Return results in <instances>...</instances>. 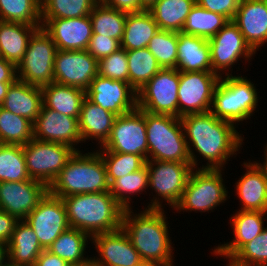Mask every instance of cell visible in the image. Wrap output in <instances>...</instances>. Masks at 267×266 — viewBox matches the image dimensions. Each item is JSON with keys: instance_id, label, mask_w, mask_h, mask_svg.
<instances>
[{"instance_id": "cell-1", "label": "cell", "mask_w": 267, "mask_h": 266, "mask_svg": "<svg viewBox=\"0 0 267 266\" xmlns=\"http://www.w3.org/2000/svg\"><path fill=\"white\" fill-rule=\"evenodd\" d=\"M180 120L193 169H224L230 157H236L243 147L245 137L236 130L237 126L210 111L184 115ZM195 152L207 161L206 165L198 167L200 156Z\"/></svg>"}, {"instance_id": "cell-2", "label": "cell", "mask_w": 267, "mask_h": 266, "mask_svg": "<svg viewBox=\"0 0 267 266\" xmlns=\"http://www.w3.org/2000/svg\"><path fill=\"white\" fill-rule=\"evenodd\" d=\"M144 209L138 214L133 208L124 209L121 228L145 263L175 266L170 226L164 209Z\"/></svg>"}, {"instance_id": "cell-3", "label": "cell", "mask_w": 267, "mask_h": 266, "mask_svg": "<svg viewBox=\"0 0 267 266\" xmlns=\"http://www.w3.org/2000/svg\"><path fill=\"white\" fill-rule=\"evenodd\" d=\"M61 199L70 228L86 232L91 237L121 228L124 208L110 191L70 195Z\"/></svg>"}, {"instance_id": "cell-4", "label": "cell", "mask_w": 267, "mask_h": 266, "mask_svg": "<svg viewBox=\"0 0 267 266\" xmlns=\"http://www.w3.org/2000/svg\"><path fill=\"white\" fill-rule=\"evenodd\" d=\"M48 189L60 198L110 191L102 156L96 150L75 152Z\"/></svg>"}, {"instance_id": "cell-5", "label": "cell", "mask_w": 267, "mask_h": 266, "mask_svg": "<svg viewBox=\"0 0 267 266\" xmlns=\"http://www.w3.org/2000/svg\"><path fill=\"white\" fill-rule=\"evenodd\" d=\"M239 75L232 74L220 78L210 109L218 119L230 121L237 125V128L240 122L254 115L261 99L258 96L260 92H257L258 89L254 86L255 83L247 76Z\"/></svg>"}, {"instance_id": "cell-6", "label": "cell", "mask_w": 267, "mask_h": 266, "mask_svg": "<svg viewBox=\"0 0 267 266\" xmlns=\"http://www.w3.org/2000/svg\"><path fill=\"white\" fill-rule=\"evenodd\" d=\"M148 161L191 163L180 118L145 111Z\"/></svg>"}, {"instance_id": "cell-7", "label": "cell", "mask_w": 267, "mask_h": 266, "mask_svg": "<svg viewBox=\"0 0 267 266\" xmlns=\"http://www.w3.org/2000/svg\"><path fill=\"white\" fill-rule=\"evenodd\" d=\"M224 169H193L181 199L173 208L177 213L213 212L217 206L225 203L230 196L222 178Z\"/></svg>"}, {"instance_id": "cell-8", "label": "cell", "mask_w": 267, "mask_h": 266, "mask_svg": "<svg viewBox=\"0 0 267 266\" xmlns=\"http://www.w3.org/2000/svg\"><path fill=\"white\" fill-rule=\"evenodd\" d=\"M148 167V188H152L155 196L146 209H164L161 203L166 202L172 210L181 199L189 176L193 170L191 163L146 161ZM162 200V201H161Z\"/></svg>"}, {"instance_id": "cell-9", "label": "cell", "mask_w": 267, "mask_h": 266, "mask_svg": "<svg viewBox=\"0 0 267 266\" xmlns=\"http://www.w3.org/2000/svg\"><path fill=\"white\" fill-rule=\"evenodd\" d=\"M57 47L51 37L39 28L30 38L25 55L16 66L17 78L35 86L54 82V62Z\"/></svg>"}, {"instance_id": "cell-10", "label": "cell", "mask_w": 267, "mask_h": 266, "mask_svg": "<svg viewBox=\"0 0 267 266\" xmlns=\"http://www.w3.org/2000/svg\"><path fill=\"white\" fill-rule=\"evenodd\" d=\"M76 151L64 144L31 139L23 153L31 179L49 187Z\"/></svg>"}, {"instance_id": "cell-11", "label": "cell", "mask_w": 267, "mask_h": 266, "mask_svg": "<svg viewBox=\"0 0 267 266\" xmlns=\"http://www.w3.org/2000/svg\"><path fill=\"white\" fill-rule=\"evenodd\" d=\"M179 82V70L162 68L137 91V108L152 114L178 117Z\"/></svg>"}, {"instance_id": "cell-12", "label": "cell", "mask_w": 267, "mask_h": 266, "mask_svg": "<svg viewBox=\"0 0 267 266\" xmlns=\"http://www.w3.org/2000/svg\"><path fill=\"white\" fill-rule=\"evenodd\" d=\"M208 42L211 50L212 72L220 77L232 75V67L238 64L239 60L243 62L242 59H244L249 63L257 53L246 42L233 21H229L219 32L208 39Z\"/></svg>"}, {"instance_id": "cell-13", "label": "cell", "mask_w": 267, "mask_h": 266, "mask_svg": "<svg viewBox=\"0 0 267 266\" xmlns=\"http://www.w3.org/2000/svg\"><path fill=\"white\" fill-rule=\"evenodd\" d=\"M99 148L97 149L141 155L148 161L145 111L136 108L117 116L109 139Z\"/></svg>"}, {"instance_id": "cell-14", "label": "cell", "mask_w": 267, "mask_h": 266, "mask_svg": "<svg viewBox=\"0 0 267 266\" xmlns=\"http://www.w3.org/2000/svg\"><path fill=\"white\" fill-rule=\"evenodd\" d=\"M220 78L214 72L180 71L178 118L210 111L213 94Z\"/></svg>"}, {"instance_id": "cell-15", "label": "cell", "mask_w": 267, "mask_h": 266, "mask_svg": "<svg viewBox=\"0 0 267 266\" xmlns=\"http://www.w3.org/2000/svg\"><path fill=\"white\" fill-rule=\"evenodd\" d=\"M24 220L37 235L44 250H47L62 232L70 228L63 200L49 191Z\"/></svg>"}, {"instance_id": "cell-16", "label": "cell", "mask_w": 267, "mask_h": 266, "mask_svg": "<svg viewBox=\"0 0 267 266\" xmlns=\"http://www.w3.org/2000/svg\"><path fill=\"white\" fill-rule=\"evenodd\" d=\"M98 75V61L87 51L57 49L54 62V82L86 91Z\"/></svg>"}, {"instance_id": "cell-17", "label": "cell", "mask_w": 267, "mask_h": 266, "mask_svg": "<svg viewBox=\"0 0 267 266\" xmlns=\"http://www.w3.org/2000/svg\"><path fill=\"white\" fill-rule=\"evenodd\" d=\"M86 98L117 116L137 108V91L129 83L100 75L90 82Z\"/></svg>"}, {"instance_id": "cell-18", "label": "cell", "mask_w": 267, "mask_h": 266, "mask_svg": "<svg viewBox=\"0 0 267 266\" xmlns=\"http://www.w3.org/2000/svg\"><path fill=\"white\" fill-rule=\"evenodd\" d=\"M98 257H91V266H141L145 262L122 228L92 236Z\"/></svg>"}, {"instance_id": "cell-19", "label": "cell", "mask_w": 267, "mask_h": 266, "mask_svg": "<svg viewBox=\"0 0 267 266\" xmlns=\"http://www.w3.org/2000/svg\"><path fill=\"white\" fill-rule=\"evenodd\" d=\"M34 138L39 141L64 144L76 152L81 151L77 147L82 143L78 118L59 113L43 105L34 122Z\"/></svg>"}, {"instance_id": "cell-20", "label": "cell", "mask_w": 267, "mask_h": 266, "mask_svg": "<svg viewBox=\"0 0 267 266\" xmlns=\"http://www.w3.org/2000/svg\"><path fill=\"white\" fill-rule=\"evenodd\" d=\"M49 191L39 181L0 182V210L24 220Z\"/></svg>"}, {"instance_id": "cell-21", "label": "cell", "mask_w": 267, "mask_h": 266, "mask_svg": "<svg viewBox=\"0 0 267 266\" xmlns=\"http://www.w3.org/2000/svg\"><path fill=\"white\" fill-rule=\"evenodd\" d=\"M43 30L51 37L57 49L87 50L93 34L90 16L78 18H41Z\"/></svg>"}, {"instance_id": "cell-22", "label": "cell", "mask_w": 267, "mask_h": 266, "mask_svg": "<svg viewBox=\"0 0 267 266\" xmlns=\"http://www.w3.org/2000/svg\"><path fill=\"white\" fill-rule=\"evenodd\" d=\"M230 217V226L233 229V240L214 246L213 256H221L228 261L248 242L260 234L266 227L267 212L262 211H235ZM265 217V218H264ZM265 220V221H264Z\"/></svg>"}, {"instance_id": "cell-23", "label": "cell", "mask_w": 267, "mask_h": 266, "mask_svg": "<svg viewBox=\"0 0 267 266\" xmlns=\"http://www.w3.org/2000/svg\"><path fill=\"white\" fill-rule=\"evenodd\" d=\"M233 22L255 52L267 43V3L264 0H240Z\"/></svg>"}, {"instance_id": "cell-24", "label": "cell", "mask_w": 267, "mask_h": 266, "mask_svg": "<svg viewBox=\"0 0 267 266\" xmlns=\"http://www.w3.org/2000/svg\"><path fill=\"white\" fill-rule=\"evenodd\" d=\"M245 173L235 184L241 211L267 212V176L256 161L243 162Z\"/></svg>"}, {"instance_id": "cell-25", "label": "cell", "mask_w": 267, "mask_h": 266, "mask_svg": "<svg viewBox=\"0 0 267 266\" xmlns=\"http://www.w3.org/2000/svg\"><path fill=\"white\" fill-rule=\"evenodd\" d=\"M116 117L114 113L85 98L78 119L82 143L91 139L92 143L93 140L98 142V148L102 147L109 139Z\"/></svg>"}, {"instance_id": "cell-26", "label": "cell", "mask_w": 267, "mask_h": 266, "mask_svg": "<svg viewBox=\"0 0 267 266\" xmlns=\"http://www.w3.org/2000/svg\"><path fill=\"white\" fill-rule=\"evenodd\" d=\"M177 70L212 72L208 39L178 32Z\"/></svg>"}, {"instance_id": "cell-27", "label": "cell", "mask_w": 267, "mask_h": 266, "mask_svg": "<svg viewBox=\"0 0 267 266\" xmlns=\"http://www.w3.org/2000/svg\"><path fill=\"white\" fill-rule=\"evenodd\" d=\"M42 105L41 87L17 79L10 85L0 106L30 120L34 124Z\"/></svg>"}, {"instance_id": "cell-28", "label": "cell", "mask_w": 267, "mask_h": 266, "mask_svg": "<svg viewBox=\"0 0 267 266\" xmlns=\"http://www.w3.org/2000/svg\"><path fill=\"white\" fill-rule=\"evenodd\" d=\"M42 25L0 21V56L16 66L25 55L32 35Z\"/></svg>"}, {"instance_id": "cell-29", "label": "cell", "mask_w": 267, "mask_h": 266, "mask_svg": "<svg viewBox=\"0 0 267 266\" xmlns=\"http://www.w3.org/2000/svg\"><path fill=\"white\" fill-rule=\"evenodd\" d=\"M8 260L14 264L34 266L44 250L32 228L25 220H19L7 243Z\"/></svg>"}, {"instance_id": "cell-30", "label": "cell", "mask_w": 267, "mask_h": 266, "mask_svg": "<svg viewBox=\"0 0 267 266\" xmlns=\"http://www.w3.org/2000/svg\"><path fill=\"white\" fill-rule=\"evenodd\" d=\"M43 106L79 119L86 91L52 82L41 87Z\"/></svg>"}, {"instance_id": "cell-31", "label": "cell", "mask_w": 267, "mask_h": 266, "mask_svg": "<svg viewBox=\"0 0 267 266\" xmlns=\"http://www.w3.org/2000/svg\"><path fill=\"white\" fill-rule=\"evenodd\" d=\"M159 31L149 10L127 13L121 48L126 51L146 48Z\"/></svg>"}, {"instance_id": "cell-32", "label": "cell", "mask_w": 267, "mask_h": 266, "mask_svg": "<svg viewBox=\"0 0 267 266\" xmlns=\"http://www.w3.org/2000/svg\"><path fill=\"white\" fill-rule=\"evenodd\" d=\"M89 241H92V237L86 232L69 228L62 232L47 250L69 264L91 265V257H85Z\"/></svg>"}, {"instance_id": "cell-33", "label": "cell", "mask_w": 267, "mask_h": 266, "mask_svg": "<svg viewBox=\"0 0 267 266\" xmlns=\"http://www.w3.org/2000/svg\"><path fill=\"white\" fill-rule=\"evenodd\" d=\"M196 0H158L149 10L160 30L181 32Z\"/></svg>"}, {"instance_id": "cell-34", "label": "cell", "mask_w": 267, "mask_h": 266, "mask_svg": "<svg viewBox=\"0 0 267 266\" xmlns=\"http://www.w3.org/2000/svg\"><path fill=\"white\" fill-rule=\"evenodd\" d=\"M228 22L229 20L223 15L206 10L195 3L187 16L181 32L210 39Z\"/></svg>"}, {"instance_id": "cell-35", "label": "cell", "mask_w": 267, "mask_h": 266, "mask_svg": "<svg viewBox=\"0 0 267 266\" xmlns=\"http://www.w3.org/2000/svg\"><path fill=\"white\" fill-rule=\"evenodd\" d=\"M93 34L122 41L127 12L110 8L99 1L90 13Z\"/></svg>"}, {"instance_id": "cell-36", "label": "cell", "mask_w": 267, "mask_h": 266, "mask_svg": "<svg viewBox=\"0 0 267 266\" xmlns=\"http://www.w3.org/2000/svg\"><path fill=\"white\" fill-rule=\"evenodd\" d=\"M129 84L139 91L162 68L147 49L128 50Z\"/></svg>"}, {"instance_id": "cell-37", "label": "cell", "mask_w": 267, "mask_h": 266, "mask_svg": "<svg viewBox=\"0 0 267 266\" xmlns=\"http://www.w3.org/2000/svg\"><path fill=\"white\" fill-rule=\"evenodd\" d=\"M34 138V124L0 106V143L25 145Z\"/></svg>"}, {"instance_id": "cell-38", "label": "cell", "mask_w": 267, "mask_h": 266, "mask_svg": "<svg viewBox=\"0 0 267 266\" xmlns=\"http://www.w3.org/2000/svg\"><path fill=\"white\" fill-rule=\"evenodd\" d=\"M23 145L0 143V182L30 180Z\"/></svg>"}, {"instance_id": "cell-39", "label": "cell", "mask_w": 267, "mask_h": 266, "mask_svg": "<svg viewBox=\"0 0 267 266\" xmlns=\"http://www.w3.org/2000/svg\"><path fill=\"white\" fill-rule=\"evenodd\" d=\"M148 189V167L145 165L140 170L115 179L110 184V193L116 201L124 208L131 209L132 195L142 194Z\"/></svg>"}, {"instance_id": "cell-40", "label": "cell", "mask_w": 267, "mask_h": 266, "mask_svg": "<svg viewBox=\"0 0 267 266\" xmlns=\"http://www.w3.org/2000/svg\"><path fill=\"white\" fill-rule=\"evenodd\" d=\"M0 21L42 25L41 0H0Z\"/></svg>"}, {"instance_id": "cell-41", "label": "cell", "mask_w": 267, "mask_h": 266, "mask_svg": "<svg viewBox=\"0 0 267 266\" xmlns=\"http://www.w3.org/2000/svg\"><path fill=\"white\" fill-rule=\"evenodd\" d=\"M104 161L109 184L115 179L136 172L146 165V159L141 155L96 150Z\"/></svg>"}, {"instance_id": "cell-42", "label": "cell", "mask_w": 267, "mask_h": 266, "mask_svg": "<svg viewBox=\"0 0 267 266\" xmlns=\"http://www.w3.org/2000/svg\"><path fill=\"white\" fill-rule=\"evenodd\" d=\"M100 0H41V18H78L90 15Z\"/></svg>"}, {"instance_id": "cell-43", "label": "cell", "mask_w": 267, "mask_h": 266, "mask_svg": "<svg viewBox=\"0 0 267 266\" xmlns=\"http://www.w3.org/2000/svg\"><path fill=\"white\" fill-rule=\"evenodd\" d=\"M164 69H176L178 54V32L160 30L146 47Z\"/></svg>"}, {"instance_id": "cell-44", "label": "cell", "mask_w": 267, "mask_h": 266, "mask_svg": "<svg viewBox=\"0 0 267 266\" xmlns=\"http://www.w3.org/2000/svg\"><path fill=\"white\" fill-rule=\"evenodd\" d=\"M228 262L226 266H267V227Z\"/></svg>"}, {"instance_id": "cell-45", "label": "cell", "mask_w": 267, "mask_h": 266, "mask_svg": "<svg viewBox=\"0 0 267 266\" xmlns=\"http://www.w3.org/2000/svg\"><path fill=\"white\" fill-rule=\"evenodd\" d=\"M98 75L129 83L127 52L120 48L98 61Z\"/></svg>"}, {"instance_id": "cell-46", "label": "cell", "mask_w": 267, "mask_h": 266, "mask_svg": "<svg viewBox=\"0 0 267 266\" xmlns=\"http://www.w3.org/2000/svg\"><path fill=\"white\" fill-rule=\"evenodd\" d=\"M121 48L119 40L92 34L87 51L97 60L107 57Z\"/></svg>"}, {"instance_id": "cell-47", "label": "cell", "mask_w": 267, "mask_h": 266, "mask_svg": "<svg viewBox=\"0 0 267 266\" xmlns=\"http://www.w3.org/2000/svg\"><path fill=\"white\" fill-rule=\"evenodd\" d=\"M196 3L206 10L221 14L229 21H233L240 0H196Z\"/></svg>"}, {"instance_id": "cell-48", "label": "cell", "mask_w": 267, "mask_h": 266, "mask_svg": "<svg viewBox=\"0 0 267 266\" xmlns=\"http://www.w3.org/2000/svg\"><path fill=\"white\" fill-rule=\"evenodd\" d=\"M18 221L15 216L0 210V243L7 244L9 242Z\"/></svg>"}, {"instance_id": "cell-49", "label": "cell", "mask_w": 267, "mask_h": 266, "mask_svg": "<svg viewBox=\"0 0 267 266\" xmlns=\"http://www.w3.org/2000/svg\"><path fill=\"white\" fill-rule=\"evenodd\" d=\"M110 8L127 13L140 12L145 9L141 6L140 0H100Z\"/></svg>"}, {"instance_id": "cell-50", "label": "cell", "mask_w": 267, "mask_h": 266, "mask_svg": "<svg viewBox=\"0 0 267 266\" xmlns=\"http://www.w3.org/2000/svg\"><path fill=\"white\" fill-rule=\"evenodd\" d=\"M17 79L16 65L10 61L0 58V82L14 83Z\"/></svg>"}, {"instance_id": "cell-51", "label": "cell", "mask_w": 267, "mask_h": 266, "mask_svg": "<svg viewBox=\"0 0 267 266\" xmlns=\"http://www.w3.org/2000/svg\"><path fill=\"white\" fill-rule=\"evenodd\" d=\"M65 260L61 259L59 256L52 254L48 250H43L36 260L34 266H67Z\"/></svg>"}, {"instance_id": "cell-52", "label": "cell", "mask_w": 267, "mask_h": 266, "mask_svg": "<svg viewBox=\"0 0 267 266\" xmlns=\"http://www.w3.org/2000/svg\"><path fill=\"white\" fill-rule=\"evenodd\" d=\"M8 261L7 244L0 243V266H3Z\"/></svg>"}, {"instance_id": "cell-53", "label": "cell", "mask_w": 267, "mask_h": 266, "mask_svg": "<svg viewBox=\"0 0 267 266\" xmlns=\"http://www.w3.org/2000/svg\"><path fill=\"white\" fill-rule=\"evenodd\" d=\"M12 83H2L0 82V105L3 103L5 95Z\"/></svg>"}, {"instance_id": "cell-54", "label": "cell", "mask_w": 267, "mask_h": 266, "mask_svg": "<svg viewBox=\"0 0 267 266\" xmlns=\"http://www.w3.org/2000/svg\"><path fill=\"white\" fill-rule=\"evenodd\" d=\"M264 161L261 163L260 160H256L257 164L264 170L266 176H267V144L265 143V148H264Z\"/></svg>"}, {"instance_id": "cell-55", "label": "cell", "mask_w": 267, "mask_h": 266, "mask_svg": "<svg viewBox=\"0 0 267 266\" xmlns=\"http://www.w3.org/2000/svg\"><path fill=\"white\" fill-rule=\"evenodd\" d=\"M157 1L158 0H140V4L145 10H150Z\"/></svg>"}, {"instance_id": "cell-56", "label": "cell", "mask_w": 267, "mask_h": 266, "mask_svg": "<svg viewBox=\"0 0 267 266\" xmlns=\"http://www.w3.org/2000/svg\"><path fill=\"white\" fill-rule=\"evenodd\" d=\"M3 266H24V265H18L10 262L9 260L3 265Z\"/></svg>"}, {"instance_id": "cell-57", "label": "cell", "mask_w": 267, "mask_h": 266, "mask_svg": "<svg viewBox=\"0 0 267 266\" xmlns=\"http://www.w3.org/2000/svg\"><path fill=\"white\" fill-rule=\"evenodd\" d=\"M141 266H158V265H155V264H152V263H144Z\"/></svg>"}, {"instance_id": "cell-58", "label": "cell", "mask_w": 267, "mask_h": 266, "mask_svg": "<svg viewBox=\"0 0 267 266\" xmlns=\"http://www.w3.org/2000/svg\"><path fill=\"white\" fill-rule=\"evenodd\" d=\"M67 266H91V265H75V264H68Z\"/></svg>"}]
</instances>
